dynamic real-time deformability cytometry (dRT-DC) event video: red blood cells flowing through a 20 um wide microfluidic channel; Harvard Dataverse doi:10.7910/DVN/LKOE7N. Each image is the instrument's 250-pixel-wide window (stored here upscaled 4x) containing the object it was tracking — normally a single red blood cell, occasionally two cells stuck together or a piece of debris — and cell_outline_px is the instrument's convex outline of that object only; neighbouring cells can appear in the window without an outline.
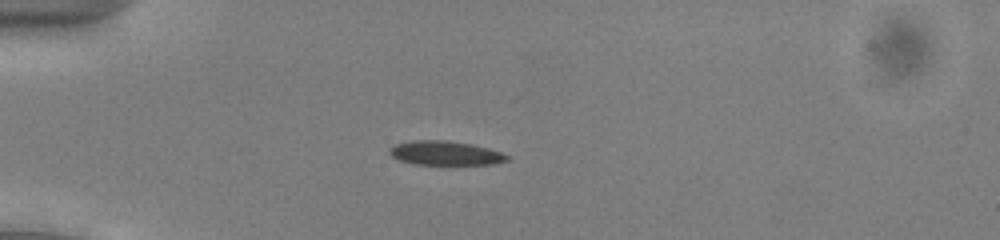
{"species": "common noctule bat (a hibernating species)", "species_latin": "Nyctalus noctula", "temperature_condition": "cold", "stored_images_in_passage": 39, "camera_frame_rate_fps": 3000, "um_per_image_px": 0.085, "animal": {"sex": "male", "body_mass_g": 13.0, "forearm_length_mm": 53.1}, "frame": {"image": 1, "passage_image": 1, "time_ms": 0.0, "image_size_px": [1000, 240], "cell_outline_px": [[512, 160], [496, 164], [412, 164], [400, 160], [392, 156], [388, 152], [388, 148], [396, 144], [412, 140], [444, 140], [472, 144], [488, 148], [512, 156]], "centroid_in_image_um": [37.89, 13.01], "position_along_channel_um": 47.1, "area_um2": 16.7}}
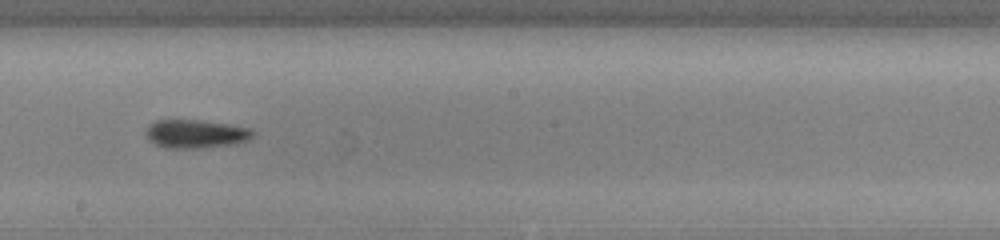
{"frame": {"image": 2, "passage_image": 17, "time_ms": 5.333, "image_size_px": [1000, 240], "cell_outline_px": [[256, 132], [248, 140], [236, 144], [204, 148], [164, 148], [148, 140], [144, 136], [144, 132], [148, 124], [156, 120], [200, 120], [228, 124], [252, 128]], "centroid_in_image_um": [16.62, 11.38], "position_along_channel_um": 231.6, "area_um2": 18.15}}
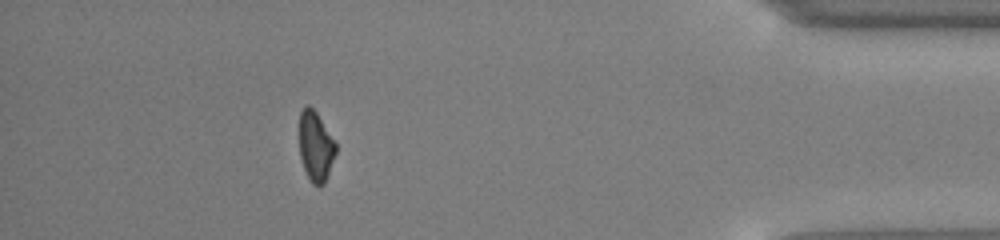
{"frame": {"image": 3, "passage_image": 34, "time_ms": 11.0, "image_size_px": [1000, 240], "cell_outline_px": [[336, 152], [324, 184], [312, 184], [304, 168], [300, 156], [300, 112], [304, 104], [308, 104], [316, 112], [336, 144]], "centroid_in_image_um": [26.82, 12.41], "position_along_channel_um": 408.4, "area_um2": 14.51}, "authors_computed_cell_mechanics": {"area_um2": 16.762, "velocity_mm_per_s": 3.9265, "shape_relaxation_time_tau1_ms": 1.637, "shape_relaxation_time_tau2_ms": null, "deformation_change_tau1": 0.0775, "deformation_change_tau2": null}}